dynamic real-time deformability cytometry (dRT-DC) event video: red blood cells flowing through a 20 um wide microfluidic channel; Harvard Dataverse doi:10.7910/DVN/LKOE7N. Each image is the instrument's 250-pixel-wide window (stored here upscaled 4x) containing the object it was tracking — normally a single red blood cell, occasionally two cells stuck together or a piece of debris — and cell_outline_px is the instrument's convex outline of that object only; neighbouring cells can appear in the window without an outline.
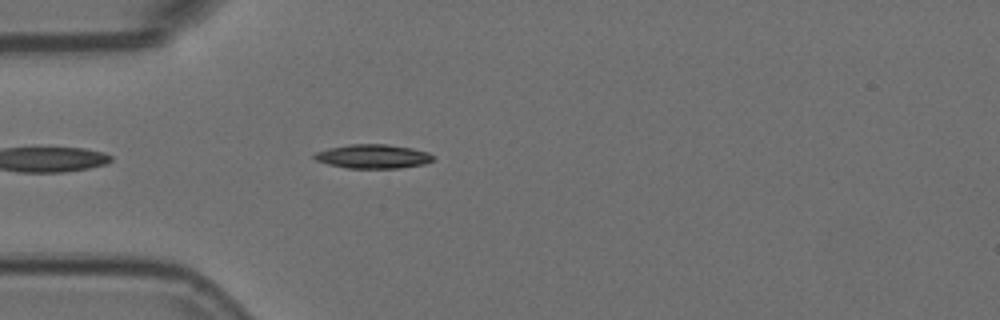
{"species": "Egyptian fruit bat (a non-hibernating species)", "species_latin": "Rousettus aegyptiacus", "temperature_condition": "room temperature", "stored_images_in_passage": 8, "camera_frame_rate_fps": 3000, "um_per_image_px": 0.085, "animal": {"sex": "female"}, "frame": {"image": 1, "passage_image": 4, "time_ms": 1.0, "image_size_px": [1000, 320], "cell_outline_px": [[432, 160], [424, 164], [400, 168], [348, 168], [328, 164], [316, 160], [312, 156], [316, 152], [328, 148], [348, 144], [388, 144], [412, 148], [428, 152], [432, 156]], "centroid_in_image_um": [31.68, 13.29], "position_along_channel_um": 53.3, "area_um2": 16.59}}
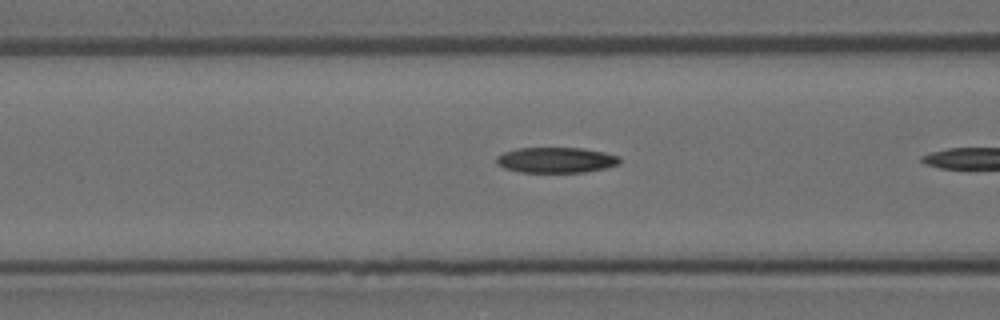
{"frame": {"image": 2, "passage_image": 7, "time_ms": 2.0, "image_size_px": [1000, 320], "cell_outline_px": [[620, 164], [604, 168], [584, 172], [520, 172], [504, 168], [496, 164], [496, 156], [504, 152], [516, 148], [584, 148], [604, 152], [620, 156]], "centroid_in_image_um": [47.25, 13.6], "position_along_channel_um": 119.3, "area_um2": 18.44}}